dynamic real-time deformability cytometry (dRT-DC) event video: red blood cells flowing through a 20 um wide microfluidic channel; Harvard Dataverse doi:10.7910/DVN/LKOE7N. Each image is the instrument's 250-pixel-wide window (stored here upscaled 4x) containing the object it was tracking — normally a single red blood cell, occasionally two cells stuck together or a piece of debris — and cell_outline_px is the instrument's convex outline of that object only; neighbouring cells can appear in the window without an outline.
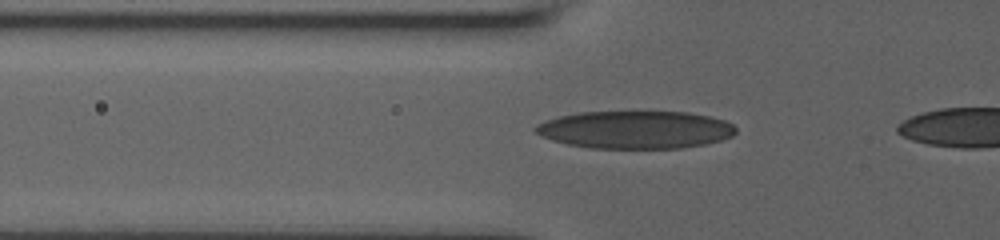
{"species": "human", "species_latin": "Homo sapiens", "temperature_condition": "room temperature", "stored_images_in_passage": 11, "segment_of_instrument_passage": [1, 2], "camera_frame_rate_fps": 3000, "um_per_image_px": 0.085, "donor": {"sex": "male"}, "frame": {"image": 1, "passage_image": 2, "time_ms": 0.333, "image_size_px": [1000, 240], "cell_outline_px": [[736, 132], [732, 136], [720, 140], [704, 144], [680, 148], [592, 148], [568, 144], [552, 140], [536, 132], [532, 128], [536, 124], [560, 116], [580, 112], [688, 112], [712, 116], [724, 120], [732, 124], [736, 128]], "centroid_in_image_um": [54.03, 11.02], "position_along_channel_um": 71.8, "area_um2": 43.87}}
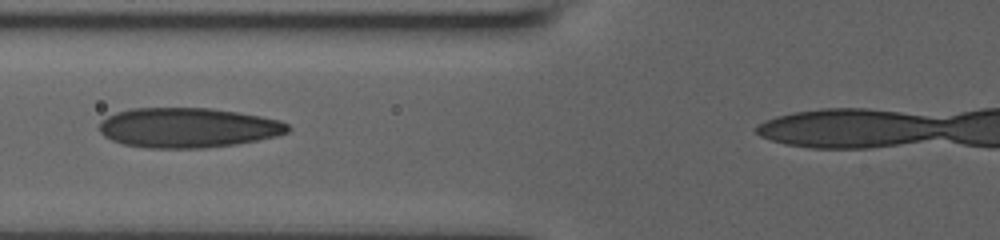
{"frame": {"image": 2, "passage_image": 5, "time_ms": 1.333, "image_size_px": [1000, 240], "cell_outline_px": [[292, 128], [288, 132], [276, 136], [236, 144], [200, 148], [152, 148], [124, 144], [112, 140], [104, 136], [100, 132], [100, 120], [116, 112], [132, 108], [212, 108], [260, 116], [280, 120], [288, 124]], "centroid_in_image_um": [15.97, 10.85], "position_along_channel_um": 109.8, "area_um2": 43.7}}
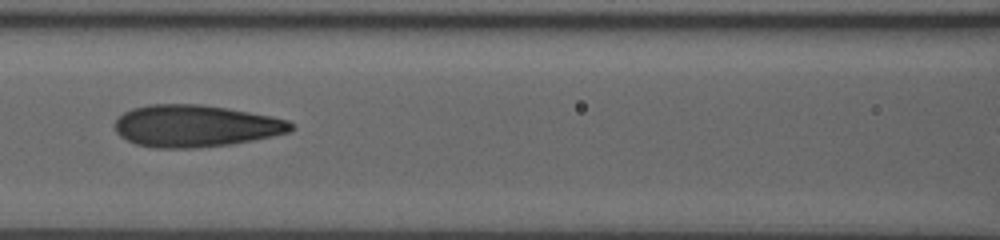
{"frame": {"image": 3, "passage_image": 8, "time_ms": 2.333, "image_size_px": [1000, 240], "cell_outline_px": [[296, 128], [288, 132], [272, 136], [232, 144], [196, 148], [156, 148], [136, 144], [120, 136], [116, 132], [116, 120], [124, 112], [132, 108], [148, 104], [200, 104], [228, 108], [272, 116], [288, 120]], "centroid_in_image_um": [16.63, 10.7], "position_along_channel_um": 150.0, "area_um2": 43.12}}